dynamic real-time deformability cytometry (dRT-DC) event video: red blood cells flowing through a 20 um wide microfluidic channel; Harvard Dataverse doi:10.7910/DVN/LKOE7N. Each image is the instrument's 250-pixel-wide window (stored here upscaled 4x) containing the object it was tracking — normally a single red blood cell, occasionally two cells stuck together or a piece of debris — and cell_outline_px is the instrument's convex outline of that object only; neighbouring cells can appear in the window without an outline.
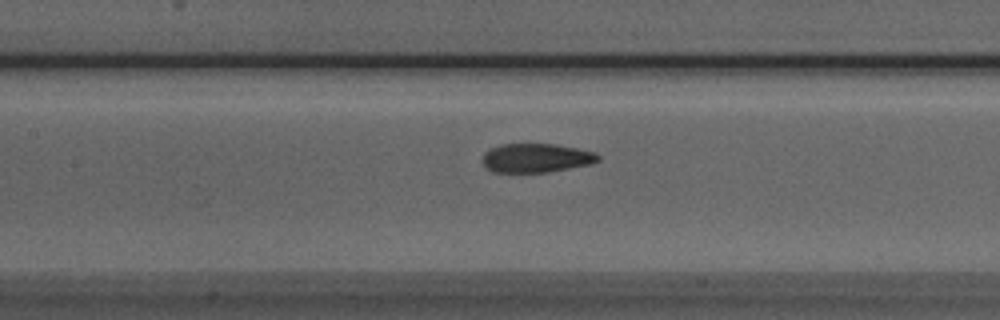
{"species": "Egyptian fruit bat (a non-hibernating species)", "species_latin": "Rousettus aegyptiacus", "temperature_condition": "room temperature", "stored_images_in_passage": 34, "camera_frame_rate_fps": 3000, "um_per_image_px": 0.085, "animal": {"sex": "male"}, "frame": {"image": 1, "passage_image": 16, "time_ms": 5.0, "image_size_px": [1000, 320], "cell_outline_px": [[600, 160], [592, 164], [548, 172], [492, 172], [484, 164], [484, 152], [488, 148], [500, 144], [556, 144], [596, 152], [600, 156]], "centroid_in_image_um": [45.6, 13.42], "position_along_channel_um": 161.8, "area_um2": 19.59}}
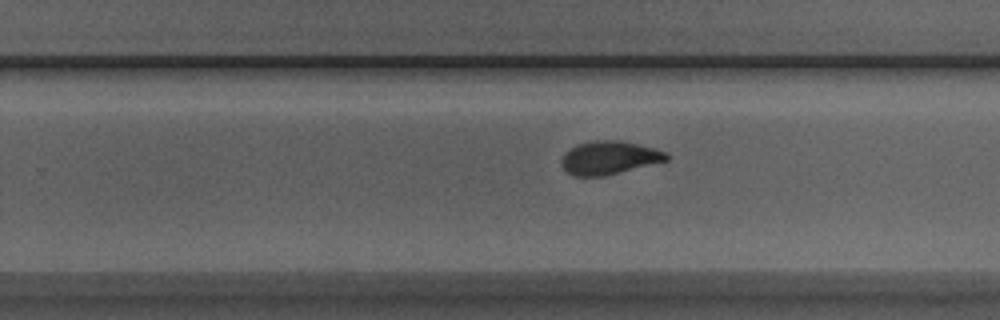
{"frame": {"image": 2, "passage_image": 25, "time_ms": 8.0, "image_size_px": [1000, 320], "cell_outline_px": [[668, 160], [604, 176], [572, 176], [564, 168], [560, 160], [576, 144], [592, 140], [620, 140], [656, 148], [668, 152]], "centroid_in_image_um": [51.81, 13.4], "position_along_channel_um": 278.0, "area_um2": 20.29}}
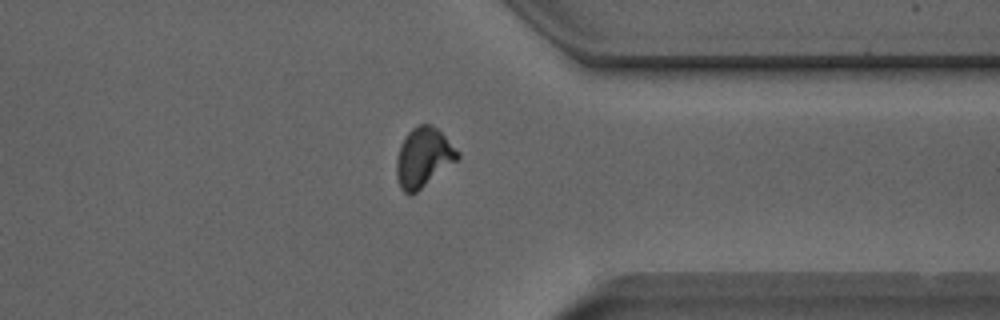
{"frame": {"image": 3, "passage_image": 33, "time_ms": 10.667, "image_size_px": [1000, 320], "cell_outline_px": [[460, 156], [456, 160], [412, 196], [408, 196], [400, 188], [396, 176], [396, 160], [400, 144], [404, 136], [412, 128], [420, 124], [428, 124], [436, 128], [460, 152]], "centroid_in_image_um": [35.94, 13.4], "position_along_channel_um": 375.5, "area_um2": 21.1}}